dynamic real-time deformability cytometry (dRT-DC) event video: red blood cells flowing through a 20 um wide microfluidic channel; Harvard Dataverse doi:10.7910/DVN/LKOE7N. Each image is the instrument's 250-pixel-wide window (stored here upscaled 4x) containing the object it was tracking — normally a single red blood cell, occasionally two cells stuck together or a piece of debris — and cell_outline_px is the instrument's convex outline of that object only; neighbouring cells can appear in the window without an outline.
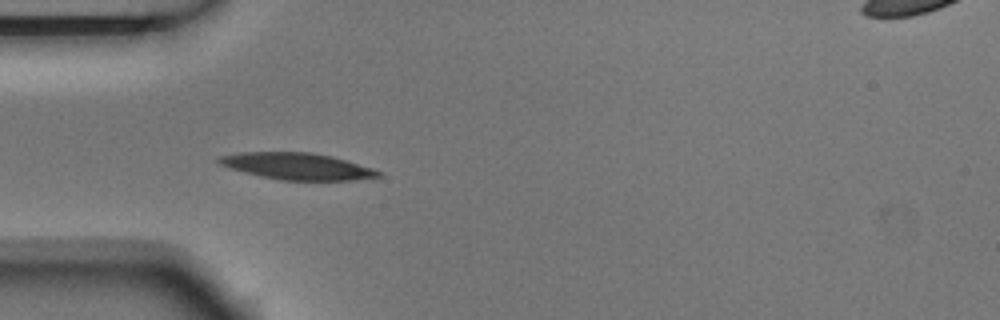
{"species": "Egyptian fruit bat (a non-hibernating species)", "species_latin": "Rousettus aegyptiacus", "temperature_condition": "room temperature", "stored_images_in_passage": 4, "camera_frame_rate_fps": 3000, "um_per_image_px": 0.085, "animal": {"sex": "male"}, "frame": {"image": 1, "passage_image": 4, "time_ms": 1.0, "image_size_px": [1000, 320], "cell_outline_px": [[380, 176], [352, 180], [280, 180], [260, 176], [244, 172], [220, 164], [216, 160], [220, 156], [240, 152], [312, 152], [332, 156], [372, 168], [380, 172]], "centroid_in_image_um": [25.23, 14.12], "position_along_channel_um": 59.8, "area_um2": 24.51}}